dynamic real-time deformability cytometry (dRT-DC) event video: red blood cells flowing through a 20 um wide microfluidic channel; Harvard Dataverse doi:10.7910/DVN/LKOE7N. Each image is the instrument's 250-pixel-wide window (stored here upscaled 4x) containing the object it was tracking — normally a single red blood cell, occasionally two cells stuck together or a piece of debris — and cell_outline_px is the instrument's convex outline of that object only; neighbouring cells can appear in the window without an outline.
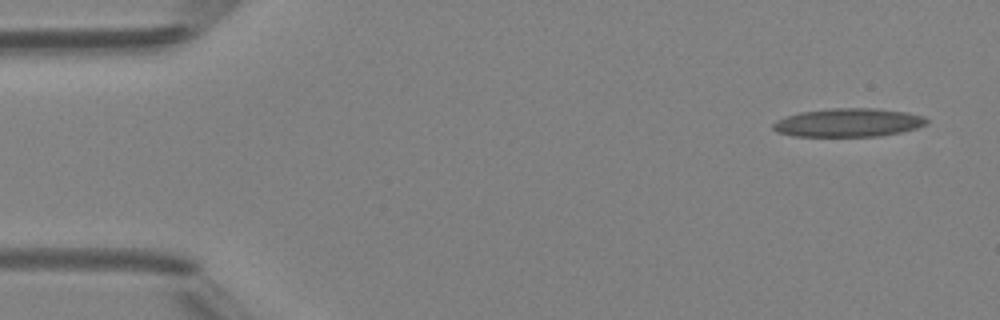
{"species": "Egyptian fruit bat (a non-hibernating species)", "species_latin": "Rousettus aegyptiacus", "temperature_condition": "room temperature", "stored_images_in_passage": 4, "camera_frame_rate_fps": 3000, "um_per_image_px": 0.085, "animal": {"sex": "female"}, "frame": {"image": 1, "passage_image": 1, "time_ms": 0.0, "image_size_px": [1000, 320], "cell_outline_px": [[928, 124], [916, 128], [900, 132], [880, 136], [792, 136], [776, 132], [772, 128], [772, 124], [776, 120], [784, 116], [800, 112], [828, 108], [876, 108], [908, 112], [924, 116], [928, 120]], "centroid_in_image_um": [72.09, 10.41], "position_along_channel_um": 12.9, "area_um2": 25.78}}